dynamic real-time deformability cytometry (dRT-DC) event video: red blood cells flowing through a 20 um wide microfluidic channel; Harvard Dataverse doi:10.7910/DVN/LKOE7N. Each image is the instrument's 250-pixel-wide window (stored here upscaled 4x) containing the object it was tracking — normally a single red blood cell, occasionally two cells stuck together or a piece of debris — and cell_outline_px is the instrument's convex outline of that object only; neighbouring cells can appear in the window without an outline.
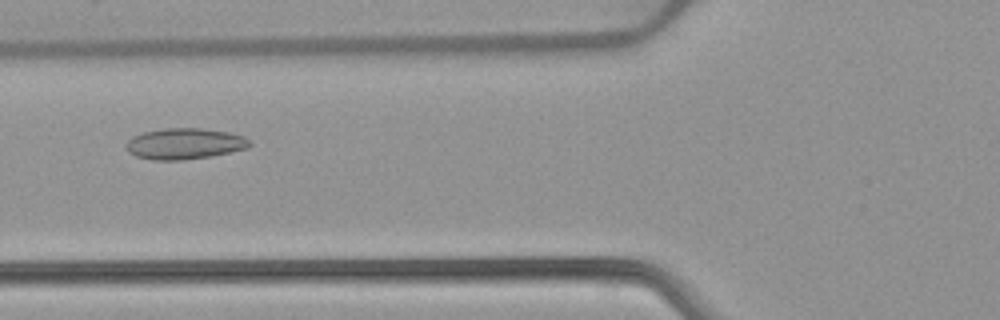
{"species": "common noctule bat (a hibernating species)", "species_latin": "Nyctalus noctula", "temperature_condition": "warm", "stored_images_in_passage": 43, "camera_frame_rate_fps": 3000, "um_per_image_px": 0.085, "animal": {"sex": "female", "body_mass_g": 22.7, "forearm_length_mm": 54.2}, "frame": {"image": 1, "passage_image": 11, "time_ms": 3.333, "image_size_px": [1000, 320], "cell_outline_px": [[252, 144], [248, 148], [212, 156], [184, 160], [152, 160], [136, 156], [128, 152], [124, 148], [124, 144], [132, 136], [144, 132], [164, 128], [200, 128], [232, 132], [244, 136]], "centroid_in_image_um": [15.68, 12.21], "position_along_channel_um": 110.1, "area_um2": 22.66}}
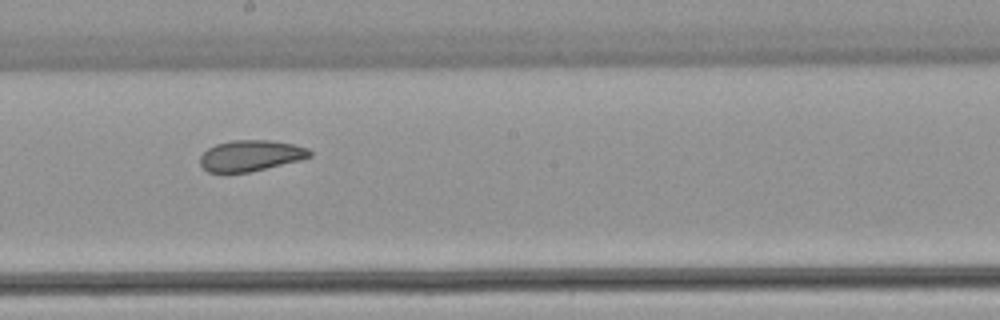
{"frame": {"image": 2, "passage_image": 20, "time_ms": 6.333, "image_size_px": [1000, 320], "cell_outline_px": [[312, 156], [300, 160], [248, 172], [208, 172], [200, 164], [200, 156], [208, 148], [216, 144], [232, 140], [272, 140], [292, 144], [308, 148], [312, 152]], "centroid_in_image_um": [21.31, 13.22], "position_along_channel_um": 226.9, "area_um2": 19.65}}
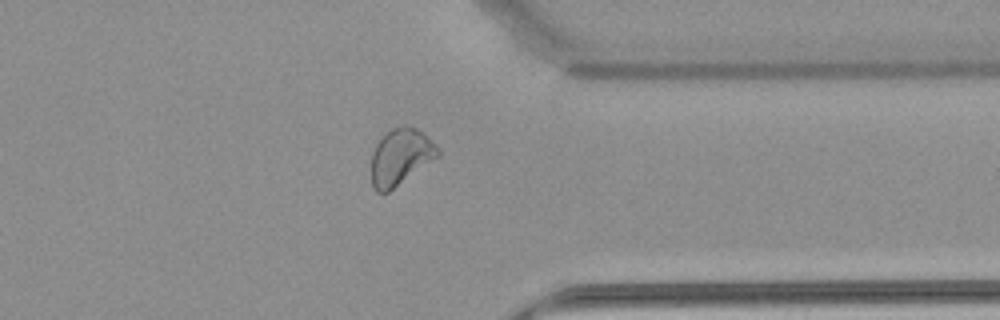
{"frame": {"image": 3, "passage_image": 32, "time_ms": 10.333, "image_size_px": [1000, 320], "cell_outline_px": [[440, 156], [388, 192], [376, 192], [372, 184], [372, 152], [376, 144], [392, 128], [416, 128], [424, 132], [440, 148]], "centroid_in_image_um": [34.08, 13.35], "position_along_channel_um": 377.3, "area_um2": 21.56}, "authors_computed_cell_mechanics": {"area_um2": 21.675, "velocity_mm_per_s": 3.893, "shape_relaxation_time_tau1_ms": null, "shape_relaxation_time_tau2_ms": 2.0712, "deformation_change_tau1": null, "deformation_change_tau2": 0.0748}}